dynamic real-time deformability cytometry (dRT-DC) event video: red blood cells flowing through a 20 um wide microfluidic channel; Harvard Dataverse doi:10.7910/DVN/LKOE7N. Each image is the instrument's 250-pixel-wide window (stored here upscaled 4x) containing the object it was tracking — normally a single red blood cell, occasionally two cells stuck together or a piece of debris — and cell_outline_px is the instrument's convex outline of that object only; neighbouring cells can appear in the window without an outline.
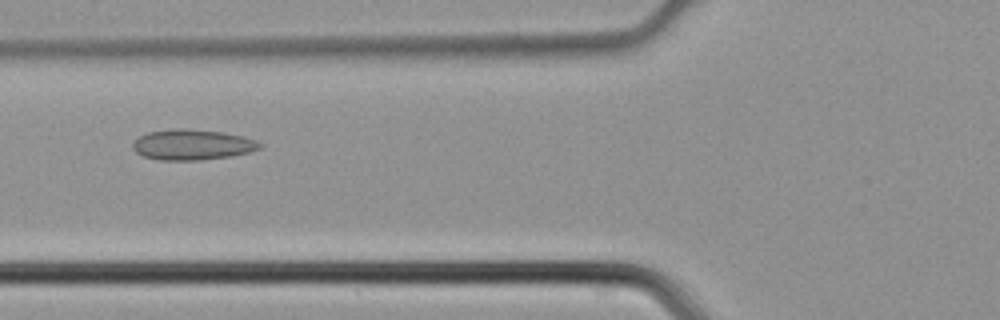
{"species": "common noctule bat (a hibernating species)", "species_latin": "Nyctalus noctula", "temperature_condition": "cold", "stored_images_in_passage": 29, "camera_frame_rate_fps": 3000, "um_per_image_px": 0.085, "animal": {"sex": "male", "body_mass_g": 21.5, "forearm_length_mm": 52.0}, "frame": {"image": 1, "passage_image": 5, "time_ms": 1.333, "image_size_px": [1000, 320], "cell_outline_px": [[264, 144], [260, 148], [248, 152], [232, 156], [200, 160], [160, 160], [144, 156], [136, 152], [132, 148], [132, 144], [140, 136], [148, 132], [176, 128], [184, 128], [220, 132], [244, 136], [256, 140]], "centroid_in_image_um": [16.36, 12.3], "position_along_channel_um": 109.4, "area_um2": 22.54}}
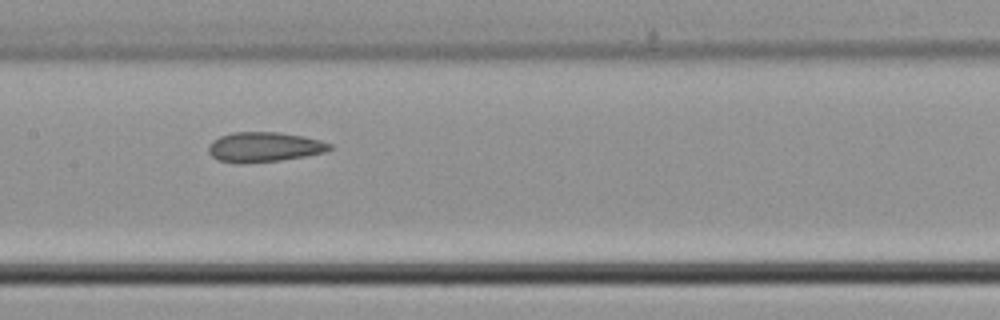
{"frame": {"image": 2, "passage_image": 10, "time_ms": 3.0, "image_size_px": [1000, 320], "cell_outline_px": [[332, 148], [324, 152], [304, 156], [280, 160], [240, 164], [220, 160], [212, 156], [208, 152], [208, 144], [212, 140], [220, 136], [232, 132], [280, 132], [320, 140], [332, 144]], "centroid_in_image_um": [22.42, 12.49], "position_along_channel_um": 185.0, "area_um2": 21.04}}
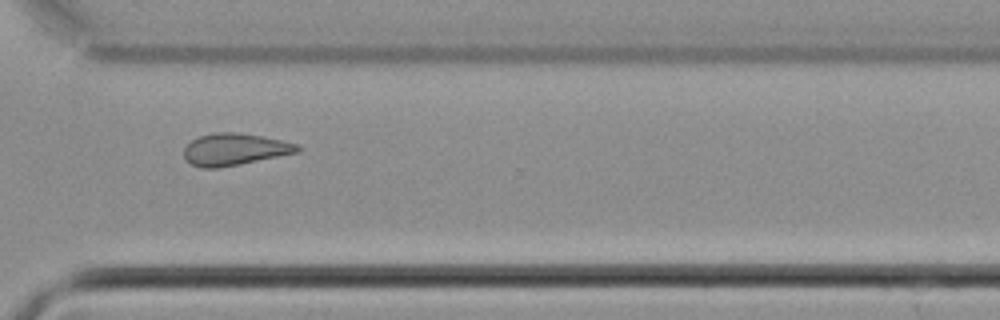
{"frame": {"image": 3, "passage_image": 21, "time_ms": 6.667, "image_size_px": [1000, 320], "cell_outline_px": [[300, 152], [240, 164], [216, 168], [200, 168], [192, 164], [184, 156], [184, 148], [192, 140], [200, 136], [216, 132], [236, 132], [264, 136], [296, 144], [300, 148]], "centroid_in_image_um": [19.95, 12.69], "position_along_channel_um": 350.7, "area_um2": 20.98}}